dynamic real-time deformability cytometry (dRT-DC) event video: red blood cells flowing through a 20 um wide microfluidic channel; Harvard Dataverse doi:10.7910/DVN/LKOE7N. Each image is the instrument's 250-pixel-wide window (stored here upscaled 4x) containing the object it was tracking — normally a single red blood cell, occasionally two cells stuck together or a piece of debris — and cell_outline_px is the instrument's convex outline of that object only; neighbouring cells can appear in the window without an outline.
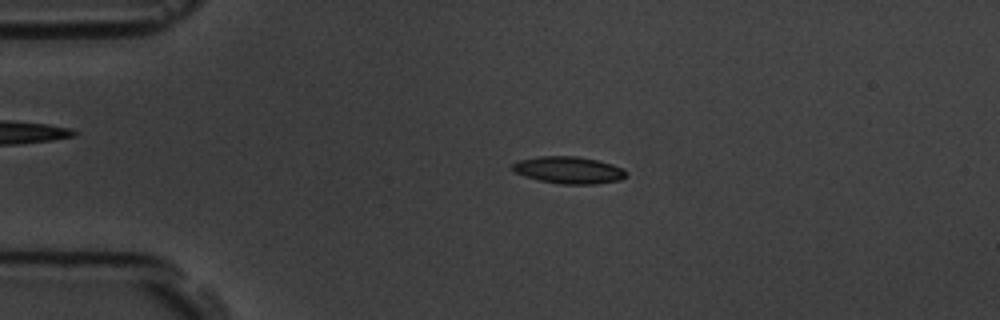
{"species": "common noctule bat (a hibernating species)", "species_latin": "Nyctalus noctula", "temperature_condition": "room temperature", "stored_images_in_passage": 4, "camera_frame_rate_fps": 3000, "um_per_image_px": 0.085, "animal": {"sex": "male", "body_mass_g": 19.5, "forearm_length_mm": 54.6}, "frame": {"image": 1, "passage_image": 3, "time_ms": 2.333, "image_size_px": [1000, 320], "cell_outline_px": [[628, 176], [620, 180], [596, 184], [560, 184], [540, 180], [524, 176], [516, 172], [512, 168], [512, 164], [516, 160], [536, 156], [576, 156], [596, 160], [612, 164], [624, 168], [628, 172]], "centroid_in_image_um": [48.36, 14.45], "position_along_channel_um": 36.6, "area_um2": 18.09}}